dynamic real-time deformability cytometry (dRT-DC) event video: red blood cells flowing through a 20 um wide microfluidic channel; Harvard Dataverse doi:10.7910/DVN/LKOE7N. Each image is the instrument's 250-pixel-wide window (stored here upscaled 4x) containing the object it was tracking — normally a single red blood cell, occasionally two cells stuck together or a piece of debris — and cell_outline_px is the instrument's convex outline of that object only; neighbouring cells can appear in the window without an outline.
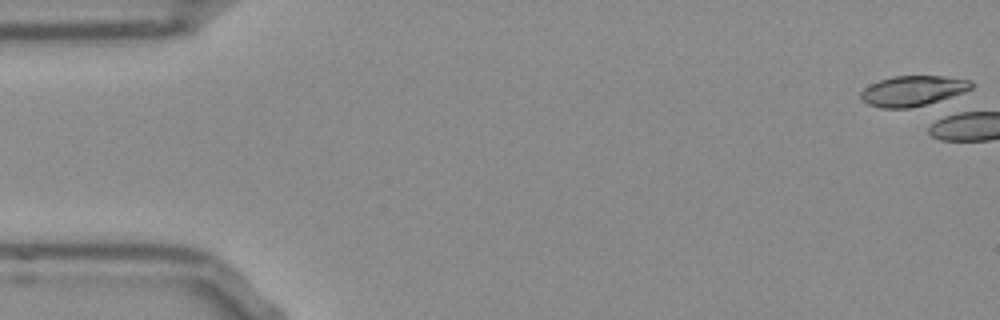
{"species": "Egyptian fruit bat (a non-hibernating species)", "species_latin": "Rousettus aegyptiacus", "temperature_condition": "room temperature", "stored_images_in_passage": 2, "camera_frame_rate_fps": 3000, "um_per_image_px": 0.085, "frame": {"image": 1, "passage_image": 1, "time_ms": 0.0, "image_size_px": [1000, 320], "cell_outline_px": [[972, 88], [964, 92], [924, 104], [908, 108], [880, 108], [868, 104], [860, 100], [860, 92], [864, 88], [880, 80], [892, 76], [944, 76], [972, 80]], "centroid_in_image_um": [77.55, 7.71], "position_along_channel_um": 7.5, "area_um2": 19.31}}